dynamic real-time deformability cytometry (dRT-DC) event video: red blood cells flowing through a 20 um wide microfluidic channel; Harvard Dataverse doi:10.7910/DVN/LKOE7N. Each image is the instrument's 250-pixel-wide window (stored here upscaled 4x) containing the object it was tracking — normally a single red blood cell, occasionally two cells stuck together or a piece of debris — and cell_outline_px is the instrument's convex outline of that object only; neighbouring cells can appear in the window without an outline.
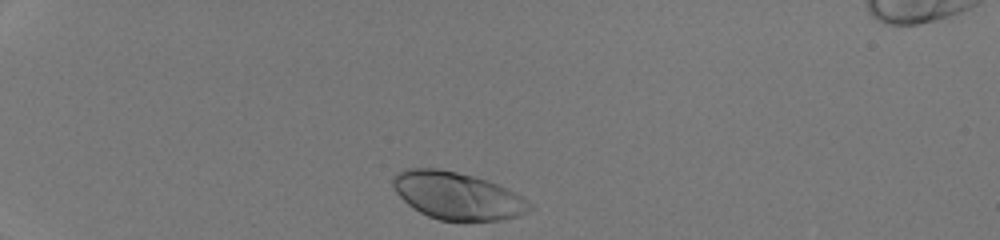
{"species": "human", "species_latin": "Homo sapiens", "temperature_condition": "room temperature", "stored_images_in_passage": 31, "camera_frame_rate_fps": 3000, "um_per_image_px": 0.085, "donor": {"sex": "male"}, "frame": {"image": 1, "passage_image": 1, "time_ms": 0.0, "image_size_px": [1000, 240], "cell_outline_px": [[536, 208], [528, 212], [516, 216], [500, 220], [440, 220], [428, 216], [420, 212], [408, 204], [396, 192], [392, 184], [392, 180], [396, 172], [408, 168], [436, 168], [456, 172], [472, 176], [496, 184], [528, 200]], "centroid_in_image_um": [38.86, 16.64], "position_along_channel_um": 46.1, "area_um2": 37.28}}
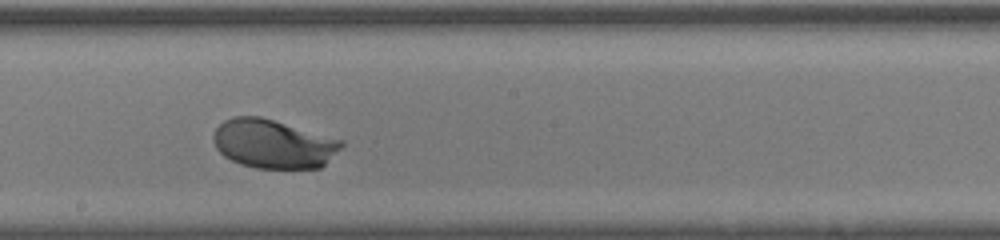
{"frame": {"image": 2, "passage_image": 18, "time_ms": 5.667, "image_size_px": [1000, 240], "cell_outline_px": [[344, 144], [320, 168], [256, 168], [240, 164], [224, 156], [216, 148], [212, 140], [212, 136], [216, 128], [224, 120], [232, 116], [260, 116], [344, 140]], "centroid_in_image_um": [23.2, 12.22], "position_along_channel_um": 225.0, "area_um2": 36.41}}
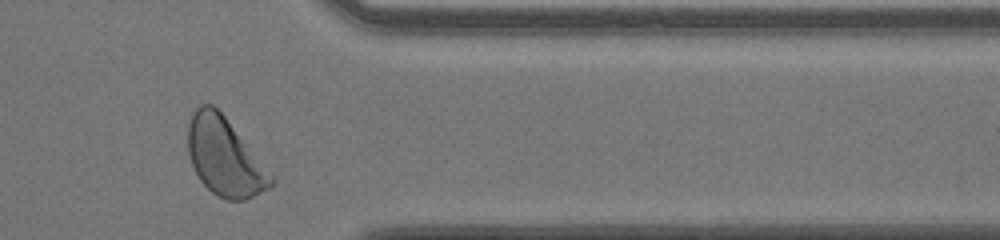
{"frame": {"image": 3, "passage_image": 30, "time_ms": 9.667, "image_size_px": [1000, 240], "cell_outline_px": [[276, 180], [268, 188], [244, 200], [228, 200], [216, 196], [200, 180], [192, 164], [188, 152], [188, 124], [192, 112], [200, 104], [212, 104], [224, 116], [276, 176]], "centroid_in_image_um": [19.12, 13.34], "position_along_channel_um": 392.3, "area_um2": 37.74}, "authors_computed_cell_mechanics": {"area_um2": 35.8938, "velocity_mm_per_s": 4.2509, "shape_relaxation_time_tau1_ms": 1.3139, "shape_relaxation_time_tau2_ms": null, "deformation_change_tau1": 0.1176, "deformation_change_tau2": null}}